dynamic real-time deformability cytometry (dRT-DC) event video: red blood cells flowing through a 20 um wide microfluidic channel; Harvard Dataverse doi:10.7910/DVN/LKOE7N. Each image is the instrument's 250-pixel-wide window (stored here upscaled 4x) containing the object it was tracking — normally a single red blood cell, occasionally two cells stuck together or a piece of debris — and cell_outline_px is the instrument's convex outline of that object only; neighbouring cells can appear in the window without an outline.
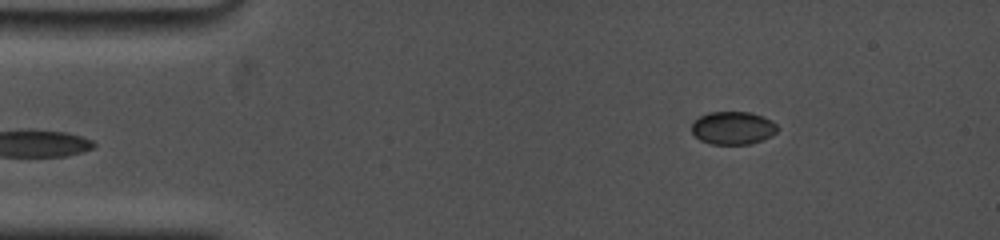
{"species": "common noctule bat (a hibernating species)", "species_latin": "Nyctalus noctula", "temperature_condition": "cold", "stored_images_in_passage": 6, "segment_of_instrument_passage": [2, 2], "camera_frame_rate_fps": 5000, "um_per_image_px": 0.085, "animal": {"sex": "female", "body_mass_g": 19.0, "forearm_length_mm": 53.3}, "frame": {"image": 1, "passage_image": 6, "time_ms": 3.4, "image_size_px": [1000, 240], "cell_outline_px": [[780, 128], [772, 136], [752, 144], [712, 144], [700, 140], [692, 132], [692, 124], [700, 116], [708, 112], [752, 112], [764, 116], [772, 120]], "centroid_in_image_um": [62.35, 10.87], "position_along_channel_um": 22.7, "area_um2": 16.65}}